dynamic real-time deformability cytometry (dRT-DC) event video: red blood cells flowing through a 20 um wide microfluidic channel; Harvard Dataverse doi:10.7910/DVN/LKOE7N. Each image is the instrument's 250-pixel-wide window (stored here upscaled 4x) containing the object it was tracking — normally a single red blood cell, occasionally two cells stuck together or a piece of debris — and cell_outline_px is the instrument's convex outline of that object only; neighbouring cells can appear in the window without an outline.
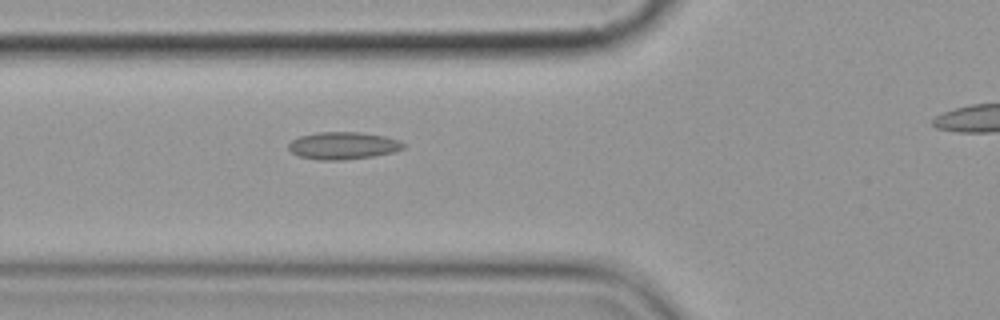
{"species": "common noctule bat (a hibernating species)", "species_latin": "Nyctalus noctula", "temperature_condition": "cold", "stored_images_in_passage": 7, "segment_of_instrument_passage": [1, 2], "camera_frame_rate_fps": 3000, "um_per_image_px": 0.085, "animal": {"sex": "female", "body_mass_g": 19.9}, "frame": {"image": 1, "passage_image": 6, "time_ms": 5.667, "image_size_px": [1000, 320], "cell_outline_px": [[404, 148], [396, 152], [372, 156], [344, 160], [316, 160], [300, 156], [292, 152], [288, 148], [288, 144], [292, 140], [300, 136], [320, 132], [360, 132], [384, 136], [400, 140], [404, 144]], "centroid_in_image_um": [29.18, 12.38], "position_along_channel_um": 96.6, "area_um2": 18.32}}